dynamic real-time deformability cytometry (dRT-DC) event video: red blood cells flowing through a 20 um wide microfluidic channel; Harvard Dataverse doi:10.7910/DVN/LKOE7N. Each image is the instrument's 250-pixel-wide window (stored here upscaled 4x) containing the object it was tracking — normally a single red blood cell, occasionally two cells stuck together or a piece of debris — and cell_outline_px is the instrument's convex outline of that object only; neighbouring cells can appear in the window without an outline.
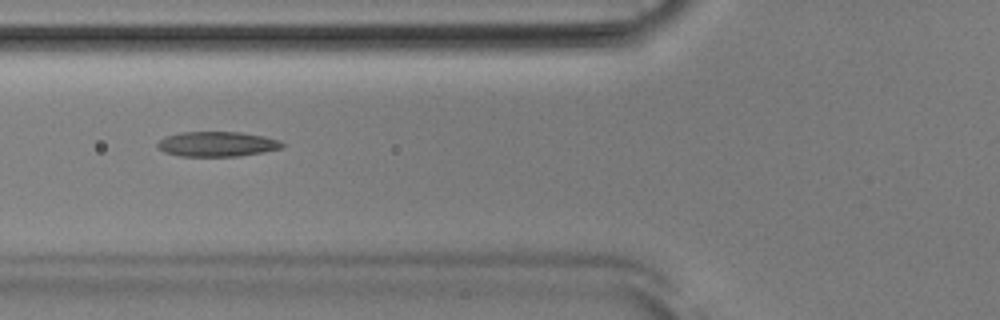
{"species": "Egyptian fruit bat (a non-hibernating species)", "species_latin": "Rousettus aegyptiacus", "temperature_condition": "room temperature", "stored_images_in_passage": 38, "camera_frame_rate_fps": 3000, "um_per_image_px": 0.085, "animal": {"sex": "male"}, "frame": {"image": 1, "passage_image": 5, "time_ms": 1.333, "image_size_px": [1000, 320], "cell_outline_px": [[284, 148], [264, 152], [240, 156], [180, 156], [164, 152], [156, 144], [164, 136], [180, 132], [240, 132], [264, 136], [280, 140], [284, 144]], "centroid_in_image_um": [18.48, 12.24], "position_along_channel_um": 107.3, "area_um2": 18.26}}
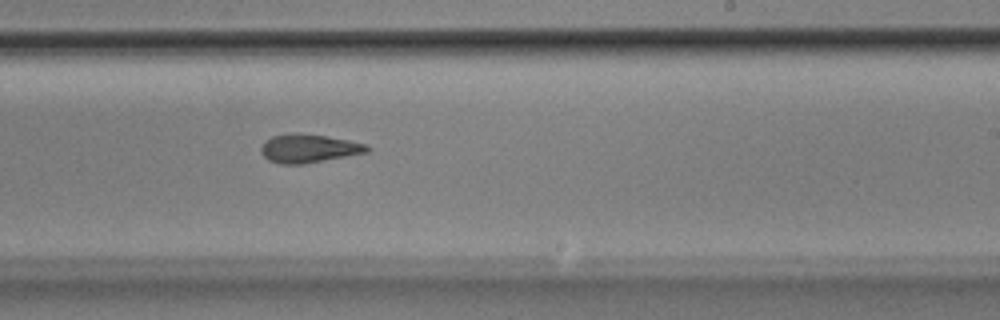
{"frame": {"image": 2, "passage_image": 17, "time_ms": 5.333, "image_size_px": [1000, 320], "cell_outline_px": [[368, 152], [300, 164], [280, 164], [268, 160], [260, 152], [260, 148], [264, 140], [272, 136], [292, 132], [328, 136], [368, 144]], "centroid_in_image_um": [26.18, 12.6], "position_along_channel_um": 262.8, "area_um2": 17.57}}
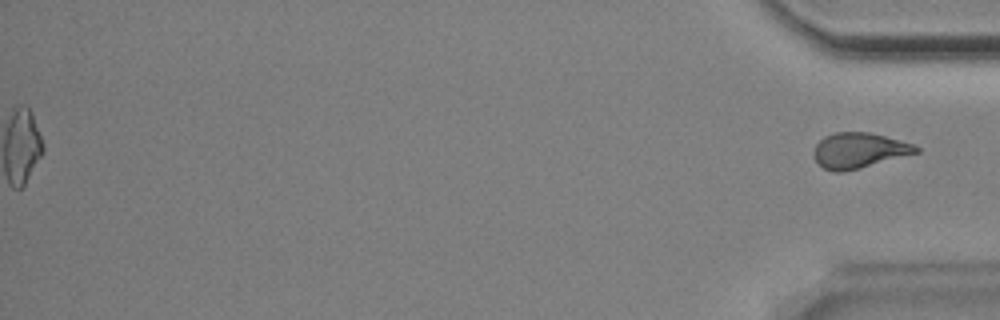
{"frame": {"image": 3, "passage_image": 38, "time_ms": 12.333, "image_size_px": [1000, 320], "cell_outline_px": [[920, 152], [860, 168], [844, 172], [832, 172], [824, 168], [816, 160], [816, 144], [824, 136], [836, 132], [868, 132], [916, 144], [920, 148]], "centroid_in_image_um": [73.06, 12.79], "position_along_channel_um": 362.1, "area_um2": 20.92}}